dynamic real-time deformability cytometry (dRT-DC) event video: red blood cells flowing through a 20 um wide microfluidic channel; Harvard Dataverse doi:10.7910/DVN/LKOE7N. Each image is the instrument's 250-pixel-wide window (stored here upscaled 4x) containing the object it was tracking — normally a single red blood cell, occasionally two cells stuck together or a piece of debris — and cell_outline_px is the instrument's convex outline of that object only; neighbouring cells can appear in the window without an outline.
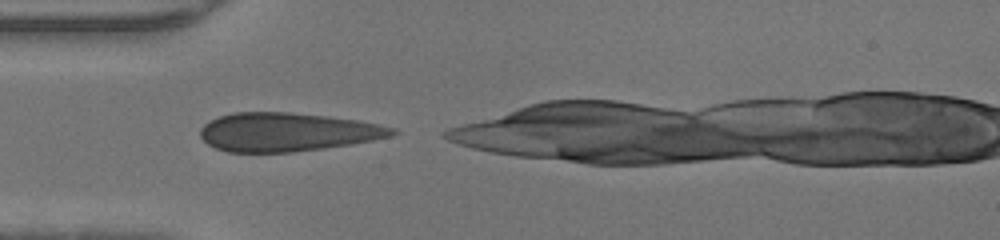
{"species": "human", "species_latin": "Homo sapiens", "temperature_condition": "warm", "stored_images_in_passage": 28, "camera_frame_rate_fps": 3000, "um_per_image_px": 0.085, "donor": {"sex": "male"}, "frame": {"image": 1, "passage_image": 1, "time_ms": 0.0, "image_size_px": [1000, 240], "cell_outline_px": [[400, 132], [392, 136], [352, 144], [324, 148], [292, 152], [228, 152], [216, 148], [208, 144], [200, 136], [200, 128], [204, 124], [220, 116], [232, 112], [292, 112], [328, 116], [360, 120], [380, 124], [396, 128]], "centroid_in_image_um": [24.46, 11.21], "position_along_channel_um": 60.5, "area_um2": 43.41}}
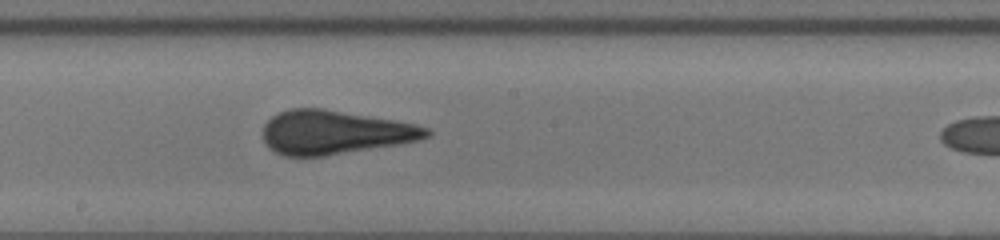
{"frame": {"image": 2, "passage_image": 12, "time_ms": 3.667, "image_size_px": [1000, 240], "cell_outline_px": [[432, 136], [420, 140], [400, 144], [324, 156], [284, 156], [268, 148], [264, 144], [264, 124], [272, 116], [288, 108], [324, 108], [396, 120], [416, 124], [432, 128]], "centroid_in_image_um": [28.49, 11.24], "position_along_channel_um": 219.7, "area_um2": 42.25}}
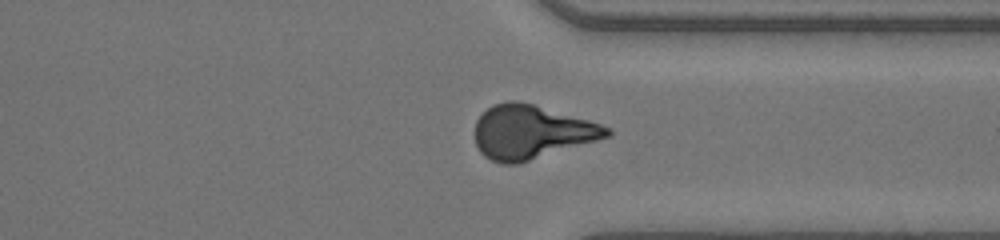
{"frame": {"image": 3, "passage_image": 22, "time_ms": 7.0, "image_size_px": [1000, 240], "cell_outline_px": [[612, 136], [516, 164], [504, 164], [492, 160], [484, 156], [480, 152], [476, 144], [476, 120], [492, 104], [508, 100], [516, 100], [532, 104], [588, 120], [612, 128]], "centroid_in_image_um": [45.17, 11.22], "position_along_channel_um": 366.2, "area_um2": 41.04}}